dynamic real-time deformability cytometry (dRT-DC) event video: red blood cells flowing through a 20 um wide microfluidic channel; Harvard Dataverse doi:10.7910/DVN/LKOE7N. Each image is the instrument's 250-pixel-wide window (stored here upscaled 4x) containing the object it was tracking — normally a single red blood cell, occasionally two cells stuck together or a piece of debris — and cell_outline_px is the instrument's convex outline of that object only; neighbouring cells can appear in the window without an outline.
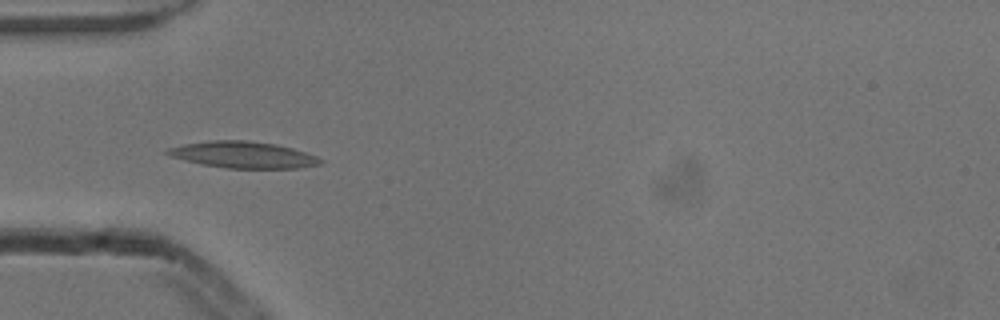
{"species": "common noctule bat (a hibernating species)", "species_latin": "Nyctalus noctula", "temperature_condition": "cold", "stored_images_in_passage": 8, "camera_frame_rate_fps": 3000, "um_per_image_px": 0.085, "animal": {"sex": "male", "body_mass_g": 13.3}, "frame": {"image": 1, "passage_image": 5, "time_ms": 1.333, "image_size_px": [1000, 320], "cell_outline_px": [[324, 160], [320, 164], [300, 168], [228, 168], [204, 164], [172, 156], [164, 152], [168, 148], [184, 144], [208, 140], [244, 140], [276, 144], [292, 148], [316, 156]], "centroid_in_image_um": [20.71, 13.15], "position_along_channel_um": 64.3, "area_um2": 23.29}}
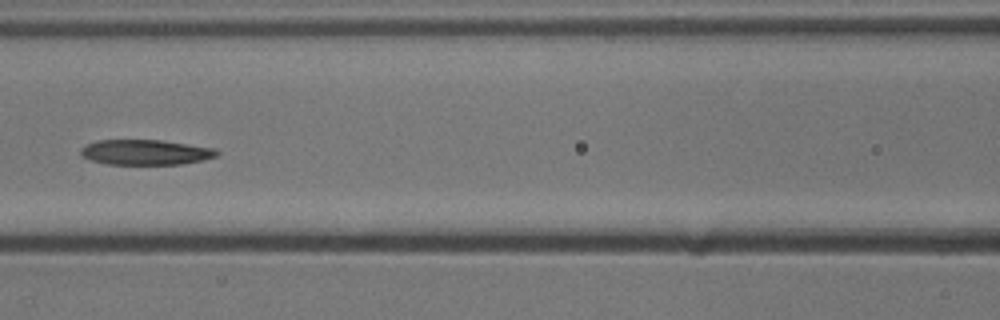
{"frame": {"image": 2, "passage_image": 7, "time_ms": 2.0, "image_size_px": [1000, 320], "cell_outline_px": [[220, 152], [216, 156], [204, 160], [180, 164], [108, 164], [92, 160], [80, 156], [80, 148], [96, 140], [160, 140], [216, 148]], "centroid_in_image_um": [12.38, 12.94], "position_along_channel_um": 154.2, "area_um2": 20.0}}
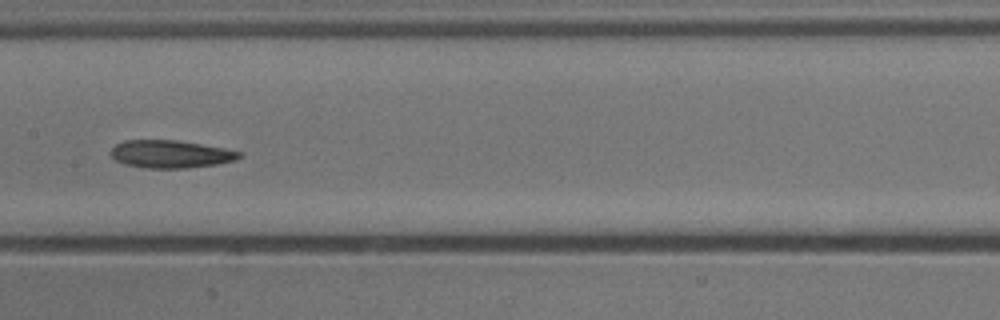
{"frame": {"image": 3, "passage_image": 8, "time_ms": 2.333, "image_size_px": [1000, 320], "cell_outline_px": [[244, 156], [236, 160], [216, 164], [188, 168], [148, 168], [124, 164], [116, 160], [108, 152], [116, 144], [124, 140], [176, 140], [224, 148], [244, 152]], "centroid_in_image_um": [14.52, 13.1], "position_along_channel_um": 192.9, "area_um2": 20.87}}